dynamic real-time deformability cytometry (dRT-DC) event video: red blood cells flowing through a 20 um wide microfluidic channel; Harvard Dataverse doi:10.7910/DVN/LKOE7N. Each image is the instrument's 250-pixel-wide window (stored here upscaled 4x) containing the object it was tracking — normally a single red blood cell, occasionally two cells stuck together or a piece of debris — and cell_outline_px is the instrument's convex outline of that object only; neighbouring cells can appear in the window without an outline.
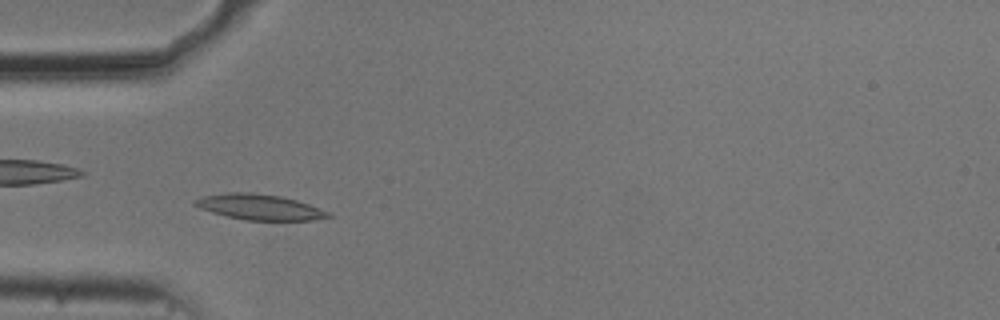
{"species": "common noctule bat (a hibernating species)", "species_latin": "Nyctalus noctula", "temperature_condition": "cold", "stored_images_in_passage": 50, "camera_frame_rate_fps": 3000, "um_per_image_px": 0.085, "animal": {"sex": "male", "body_mass_g": 20.5, "forearm_length_mm": 52.5}, "frame": {"image": 1, "passage_image": 12, "time_ms": 3.667, "image_size_px": [1000, 320], "cell_outline_px": [[332, 216], [312, 220], [244, 220], [212, 212], [200, 208], [192, 204], [192, 200], [204, 196], [232, 192], [252, 192], [280, 196], [296, 200], [308, 204], [328, 212]], "centroid_in_image_um": [22.02, 17.59], "position_along_channel_um": 63.0, "area_um2": 19.59}}
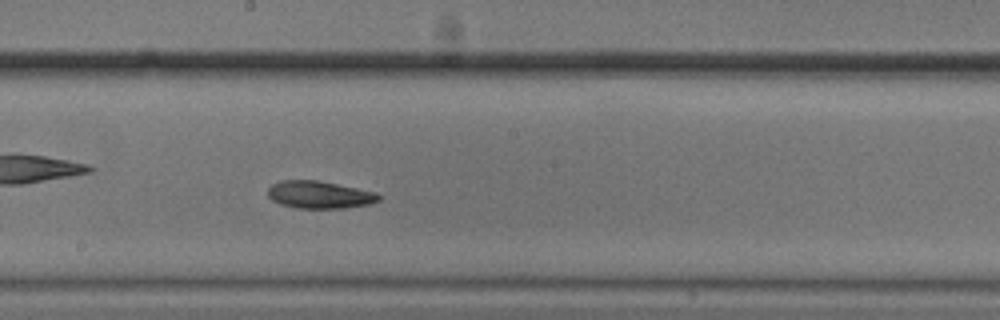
{"frame": {"image": 2, "passage_image": 25, "time_ms": 8.0, "image_size_px": [1000, 320], "cell_outline_px": [[380, 200], [368, 204], [348, 208], [296, 208], [280, 204], [272, 200], [268, 196], [268, 188], [272, 184], [280, 180], [320, 180], [376, 192], [380, 196]], "centroid_in_image_um": [27.14, 16.55], "position_along_channel_um": 221.1, "area_um2": 17.86}}
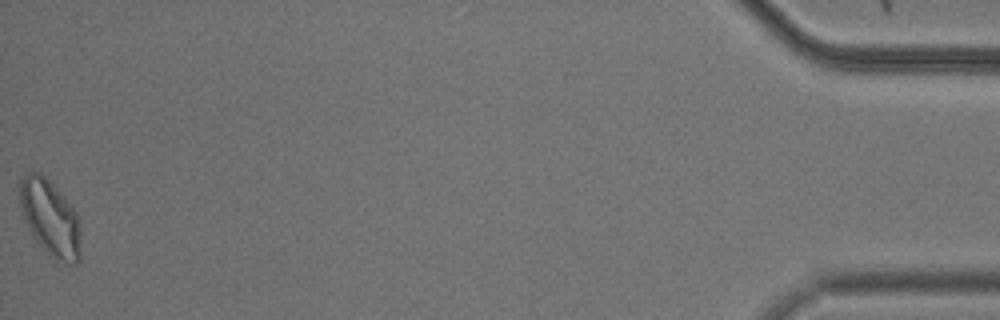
{"frame": {"image": 3, "passage_image": 50, "time_ms": 16.333, "image_size_px": [1000, 320], "cell_outline_px": [[80, 260], [76, 264], [68, 264], [56, 260], [32, 236], [24, 220], [20, 208], [20, 180], [28, 172], [40, 172], [52, 184], [76, 212], [80, 220]], "centroid_in_image_um": [4.27, 18.55], "position_along_channel_um": 430.9, "area_um2": 26.82}, "authors_computed_cell_mechanics": {"area_um2": 18.6405, "velocity_mm_per_s": 3.6787, "shape_relaxation_time_tau1_ms": 4.5327, "shape_relaxation_time_tau2_ms": null, "deformation_change_tau1": 0.1139, "deformation_change_tau2": null}}